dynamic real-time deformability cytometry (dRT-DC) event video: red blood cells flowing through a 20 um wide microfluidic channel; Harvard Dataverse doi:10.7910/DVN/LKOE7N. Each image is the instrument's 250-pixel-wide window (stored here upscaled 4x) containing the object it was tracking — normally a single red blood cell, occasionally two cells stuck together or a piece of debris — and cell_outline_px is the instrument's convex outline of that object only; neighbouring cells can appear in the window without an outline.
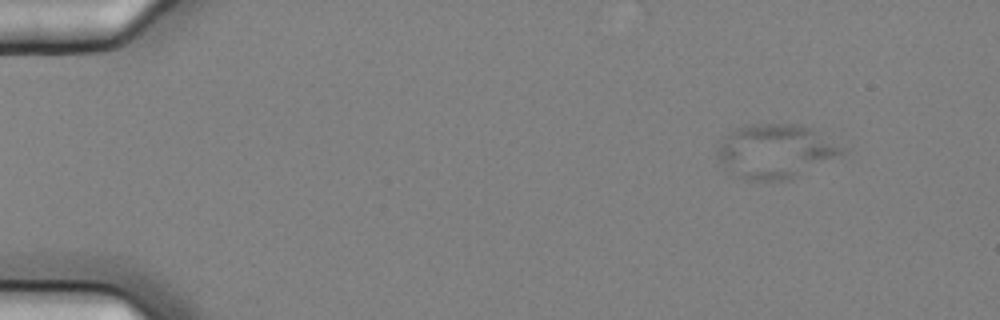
{"species": "common noctule bat (a hibernating species)", "species_latin": "Nyctalus noctula", "temperature_condition": "cold", "stored_images_in_passage": 6, "camera_frame_rate_fps": 3000, "um_per_image_px": 0.085, "animal": {"sex": "female", "body_mass_g": 25.1}, "frame": {"image": 1, "passage_image": 3, "time_ms": 0.667, "image_size_px": [1000, 320], "cell_outline_px": [[852, 148], [788, 180], [744, 180], [728, 172], [716, 160], [716, 152], [720, 144], [736, 128], [748, 124], [796, 124], [812, 128]], "centroid_in_image_um": [65.93, 12.85], "position_along_channel_um": 19.1, "area_um2": 39.42}}